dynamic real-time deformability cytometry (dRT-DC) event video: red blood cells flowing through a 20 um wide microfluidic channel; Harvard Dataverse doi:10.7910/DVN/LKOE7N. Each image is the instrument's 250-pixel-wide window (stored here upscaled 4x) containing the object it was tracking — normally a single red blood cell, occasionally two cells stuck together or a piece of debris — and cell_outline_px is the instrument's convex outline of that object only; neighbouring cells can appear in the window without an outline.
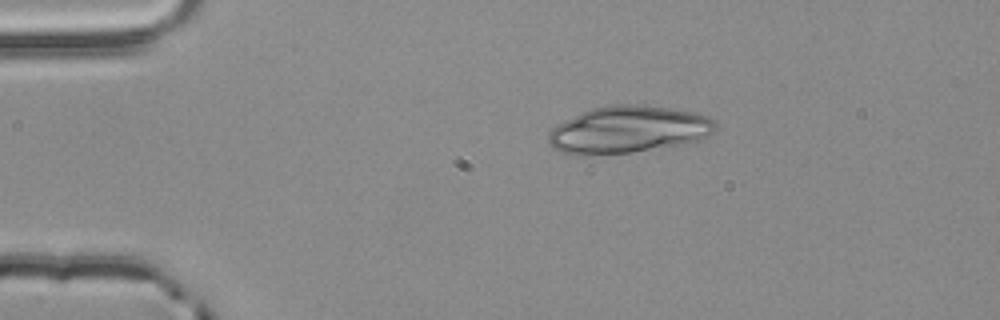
{"species": "common noctule bat (a hibernating species)", "species_latin": "Nyctalus noctula", "temperature_condition": "room temperature", "stored_images_in_passage": 2, "camera_frame_rate_fps": 3000, "um_per_image_px": 0.085, "animal": {"sex": "male", "body_mass_g": 20.4}, "frame": {"image": 1, "passage_image": 1, "time_ms": 0.0, "image_size_px": [1000, 320], "cell_outline_px": [[716, 128], [708, 136], [700, 140], [684, 144], [632, 152], [580, 156], [564, 152], [548, 144], [548, 132], [556, 124], [592, 108], [612, 104], [644, 104], [672, 108], [696, 112], [708, 116], [716, 120]], "centroid_in_image_um": [53.43, 11.01], "position_along_channel_um": 31.6, "area_um2": 46.24}}